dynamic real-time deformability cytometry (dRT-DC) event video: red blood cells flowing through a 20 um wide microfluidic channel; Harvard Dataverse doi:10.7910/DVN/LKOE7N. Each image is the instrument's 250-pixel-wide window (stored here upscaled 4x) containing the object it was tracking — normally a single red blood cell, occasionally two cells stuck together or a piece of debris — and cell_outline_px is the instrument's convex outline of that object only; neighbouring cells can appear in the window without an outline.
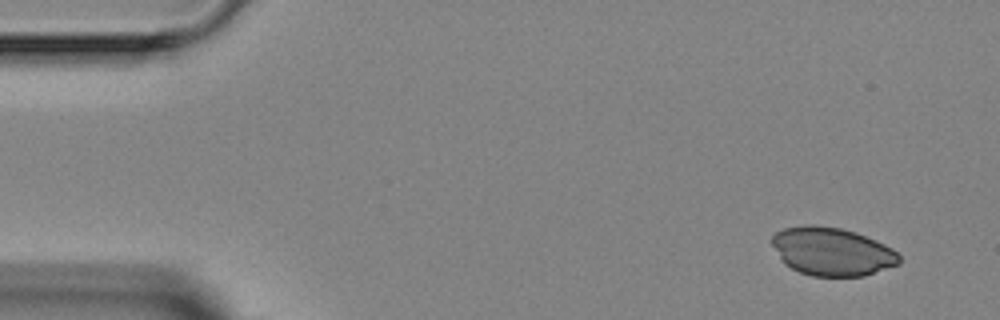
{"species": "Egyptian fruit bat (a non-hibernating species)", "species_latin": "Rousettus aegyptiacus", "temperature_condition": "room temperature", "stored_images_in_passage": 3, "camera_frame_rate_fps": 3000, "um_per_image_px": 0.085, "animal": {"sex": "female"}, "frame": {"image": 1, "passage_image": 1, "time_ms": 0.0, "image_size_px": [1000, 320], "cell_outline_px": [[900, 264], [864, 276], [812, 276], [800, 272], [784, 264], [772, 244], [772, 236], [776, 232], [784, 228], [804, 224], [816, 224], [840, 228], [856, 232], [884, 244], [892, 248], [900, 256]], "centroid_in_image_um": [70.72, 21.37], "position_along_channel_um": 14.3, "area_um2": 35.84}}